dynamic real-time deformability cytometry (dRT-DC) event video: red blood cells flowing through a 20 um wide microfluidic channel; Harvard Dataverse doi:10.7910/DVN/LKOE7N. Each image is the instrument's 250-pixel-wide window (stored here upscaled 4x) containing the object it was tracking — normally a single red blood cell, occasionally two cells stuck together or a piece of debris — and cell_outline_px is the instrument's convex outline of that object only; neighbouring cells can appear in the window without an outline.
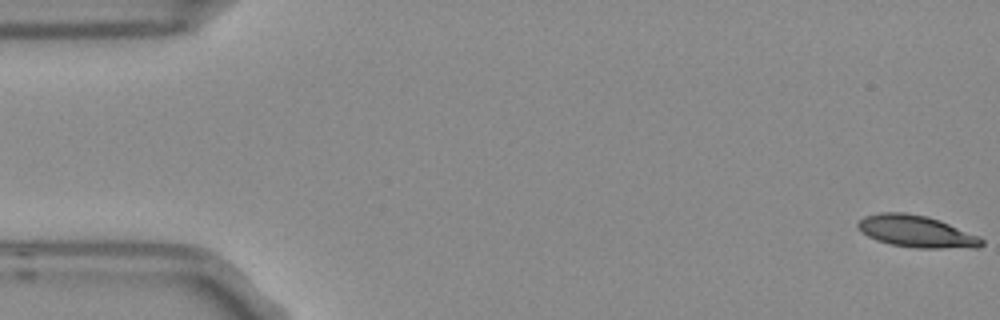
{"species": "Egyptian fruit bat (a non-hibernating species)", "species_latin": "Rousettus aegyptiacus", "temperature_condition": "room temperature", "stored_images_in_passage": 4, "camera_frame_rate_fps": 3000, "um_per_image_px": 0.085, "frame": {"image": 1, "passage_image": 1, "time_ms": 0.0, "image_size_px": [1000, 320], "cell_outline_px": [[984, 244], [980, 248], [916, 248], [892, 244], [876, 240], [860, 232], [856, 228], [856, 224], [864, 216], [880, 212], [904, 212], [928, 216], [940, 220], [980, 236], [984, 240]], "centroid_in_image_um": [77.91, 19.67], "position_along_channel_um": 7.1, "area_um2": 23.35}}
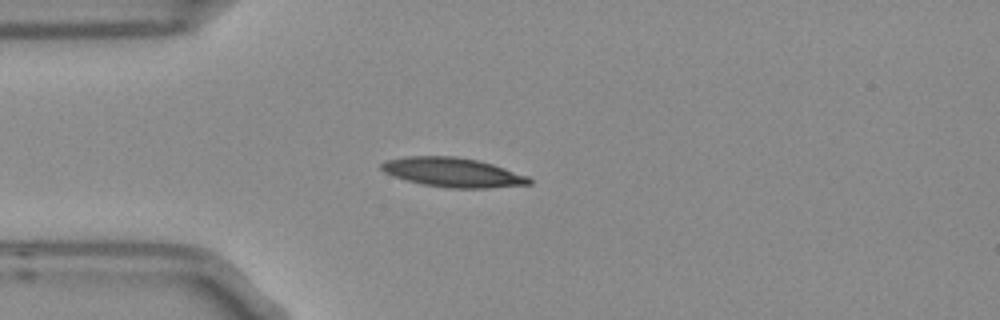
{"frame": {"image": 2, "passage_image": 4, "time_ms": 1.0, "image_size_px": [1000, 320], "cell_outline_px": [[532, 184], [488, 188], [448, 188], [424, 184], [392, 176], [384, 172], [380, 168], [380, 164], [384, 160], [404, 156], [452, 156], [476, 160], [492, 164], [528, 176], [532, 180]], "centroid_in_image_um": [38.46, 14.65], "position_along_channel_um": 46.5, "area_um2": 25.2}}